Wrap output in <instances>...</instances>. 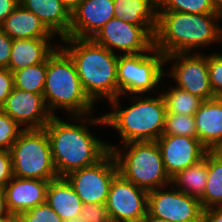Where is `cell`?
I'll return each mask as SVG.
<instances>
[{
    "label": "cell",
    "instance_id": "obj_6",
    "mask_svg": "<svg viewBox=\"0 0 222 222\" xmlns=\"http://www.w3.org/2000/svg\"><path fill=\"white\" fill-rule=\"evenodd\" d=\"M123 146L120 149L108 144L124 179L147 191L171 185L156 141L127 142Z\"/></svg>",
    "mask_w": 222,
    "mask_h": 222
},
{
    "label": "cell",
    "instance_id": "obj_28",
    "mask_svg": "<svg viewBox=\"0 0 222 222\" xmlns=\"http://www.w3.org/2000/svg\"><path fill=\"white\" fill-rule=\"evenodd\" d=\"M157 11H174L182 13H219L211 0H156Z\"/></svg>",
    "mask_w": 222,
    "mask_h": 222
},
{
    "label": "cell",
    "instance_id": "obj_11",
    "mask_svg": "<svg viewBox=\"0 0 222 222\" xmlns=\"http://www.w3.org/2000/svg\"><path fill=\"white\" fill-rule=\"evenodd\" d=\"M168 187L148 191L147 218L164 222H201L200 200L172 188V184Z\"/></svg>",
    "mask_w": 222,
    "mask_h": 222
},
{
    "label": "cell",
    "instance_id": "obj_10",
    "mask_svg": "<svg viewBox=\"0 0 222 222\" xmlns=\"http://www.w3.org/2000/svg\"><path fill=\"white\" fill-rule=\"evenodd\" d=\"M117 174L116 160L109 151L97 163L72 171L64 178L83 204H106L111 182Z\"/></svg>",
    "mask_w": 222,
    "mask_h": 222
},
{
    "label": "cell",
    "instance_id": "obj_22",
    "mask_svg": "<svg viewBox=\"0 0 222 222\" xmlns=\"http://www.w3.org/2000/svg\"><path fill=\"white\" fill-rule=\"evenodd\" d=\"M13 40L31 38H54L41 20L30 10L18 5L0 27Z\"/></svg>",
    "mask_w": 222,
    "mask_h": 222
},
{
    "label": "cell",
    "instance_id": "obj_3",
    "mask_svg": "<svg viewBox=\"0 0 222 222\" xmlns=\"http://www.w3.org/2000/svg\"><path fill=\"white\" fill-rule=\"evenodd\" d=\"M62 49L73 60L82 88L89 99L110 102L118 97L117 64L119 56L92 39H61ZM95 101V102H94Z\"/></svg>",
    "mask_w": 222,
    "mask_h": 222
},
{
    "label": "cell",
    "instance_id": "obj_19",
    "mask_svg": "<svg viewBox=\"0 0 222 222\" xmlns=\"http://www.w3.org/2000/svg\"><path fill=\"white\" fill-rule=\"evenodd\" d=\"M19 4L33 12L54 36H68L71 13L60 0H19Z\"/></svg>",
    "mask_w": 222,
    "mask_h": 222
},
{
    "label": "cell",
    "instance_id": "obj_38",
    "mask_svg": "<svg viewBox=\"0 0 222 222\" xmlns=\"http://www.w3.org/2000/svg\"><path fill=\"white\" fill-rule=\"evenodd\" d=\"M18 5L19 0H0V27Z\"/></svg>",
    "mask_w": 222,
    "mask_h": 222
},
{
    "label": "cell",
    "instance_id": "obj_24",
    "mask_svg": "<svg viewBox=\"0 0 222 222\" xmlns=\"http://www.w3.org/2000/svg\"><path fill=\"white\" fill-rule=\"evenodd\" d=\"M207 153L190 167L179 171L171 178V184L179 191L196 199L203 197L207 185Z\"/></svg>",
    "mask_w": 222,
    "mask_h": 222
},
{
    "label": "cell",
    "instance_id": "obj_40",
    "mask_svg": "<svg viewBox=\"0 0 222 222\" xmlns=\"http://www.w3.org/2000/svg\"><path fill=\"white\" fill-rule=\"evenodd\" d=\"M83 0H60V2L71 13Z\"/></svg>",
    "mask_w": 222,
    "mask_h": 222
},
{
    "label": "cell",
    "instance_id": "obj_37",
    "mask_svg": "<svg viewBox=\"0 0 222 222\" xmlns=\"http://www.w3.org/2000/svg\"><path fill=\"white\" fill-rule=\"evenodd\" d=\"M201 222H222V207L203 209Z\"/></svg>",
    "mask_w": 222,
    "mask_h": 222
},
{
    "label": "cell",
    "instance_id": "obj_27",
    "mask_svg": "<svg viewBox=\"0 0 222 222\" xmlns=\"http://www.w3.org/2000/svg\"><path fill=\"white\" fill-rule=\"evenodd\" d=\"M47 72V59L13 73L14 87L32 93H43Z\"/></svg>",
    "mask_w": 222,
    "mask_h": 222
},
{
    "label": "cell",
    "instance_id": "obj_39",
    "mask_svg": "<svg viewBox=\"0 0 222 222\" xmlns=\"http://www.w3.org/2000/svg\"><path fill=\"white\" fill-rule=\"evenodd\" d=\"M0 217H15L7 208L5 192L2 188H0Z\"/></svg>",
    "mask_w": 222,
    "mask_h": 222
},
{
    "label": "cell",
    "instance_id": "obj_30",
    "mask_svg": "<svg viewBox=\"0 0 222 222\" xmlns=\"http://www.w3.org/2000/svg\"><path fill=\"white\" fill-rule=\"evenodd\" d=\"M15 218L16 222H65L46 202L16 214Z\"/></svg>",
    "mask_w": 222,
    "mask_h": 222
},
{
    "label": "cell",
    "instance_id": "obj_41",
    "mask_svg": "<svg viewBox=\"0 0 222 222\" xmlns=\"http://www.w3.org/2000/svg\"><path fill=\"white\" fill-rule=\"evenodd\" d=\"M214 9L222 14V0H211Z\"/></svg>",
    "mask_w": 222,
    "mask_h": 222
},
{
    "label": "cell",
    "instance_id": "obj_2",
    "mask_svg": "<svg viewBox=\"0 0 222 222\" xmlns=\"http://www.w3.org/2000/svg\"><path fill=\"white\" fill-rule=\"evenodd\" d=\"M221 13H182L157 11L154 48L165 56L193 53L200 47L220 41ZM194 50V51H193Z\"/></svg>",
    "mask_w": 222,
    "mask_h": 222
},
{
    "label": "cell",
    "instance_id": "obj_15",
    "mask_svg": "<svg viewBox=\"0 0 222 222\" xmlns=\"http://www.w3.org/2000/svg\"><path fill=\"white\" fill-rule=\"evenodd\" d=\"M158 143L165 170L170 178L205 157L208 149L198 138L161 135Z\"/></svg>",
    "mask_w": 222,
    "mask_h": 222
},
{
    "label": "cell",
    "instance_id": "obj_43",
    "mask_svg": "<svg viewBox=\"0 0 222 222\" xmlns=\"http://www.w3.org/2000/svg\"><path fill=\"white\" fill-rule=\"evenodd\" d=\"M146 222H164V221H160V220H154V219H145Z\"/></svg>",
    "mask_w": 222,
    "mask_h": 222
},
{
    "label": "cell",
    "instance_id": "obj_25",
    "mask_svg": "<svg viewBox=\"0 0 222 222\" xmlns=\"http://www.w3.org/2000/svg\"><path fill=\"white\" fill-rule=\"evenodd\" d=\"M207 185L200 199L203 209L222 207V150L207 152Z\"/></svg>",
    "mask_w": 222,
    "mask_h": 222
},
{
    "label": "cell",
    "instance_id": "obj_21",
    "mask_svg": "<svg viewBox=\"0 0 222 222\" xmlns=\"http://www.w3.org/2000/svg\"><path fill=\"white\" fill-rule=\"evenodd\" d=\"M46 203L65 222H77L83 202L64 177L49 182Z\"/></svg>",
    "mask_w": 222,
    "mask_h": 222
},
{
    "label": "cell",
    "instance_id": "obj_18",
    "mask_svg": "<svg viewBox=\"0 0 222 222\" xmlns=\"http://www.w3.org/2000/svg\"><path fill=\"white\" fill-rule=\"evenodd\" d=\"M194 120L200 142L208 150H222V97L202 101Z\"/></svg>",
    "mask_w": 222,
    "mask_h": 222
},
{
    "label": "cell",
    "instance_id": "obj_5",
    "mask_svg": "<svg viewBox=\"0 0 222 222\" xmlns=\"http://www.w3.org/2000/svg\"><path fill=\"white\" fill-rule=\"evenodd\" d=\"M43 96L50 113L63 109L72 116L94 112V103L84 92L73 60L61 45L47 58Z\"/></svg>",
    "mask_w": 222,
    "mask_h": 222
},
{
    "label": "cell",
    "instance_id": "obj_14",
    "mask_svg": "<svg viewBox=\"0 0 222 222\" xmlns=\"http://www.w3.org/2000/svg\"><path fill=\"white\" fill-rule=\"evenodd\" d=\"M0 109L23 130L43 129L53 117L46 106L43 93L27 92L15 87Z\"/></svg>",
    "mask_w": 222,
    "mask_h": 222
},
{
    "label": "cell",
    "instance_id": "obj_13",
    "mask_svg": "<svg viewBox=\"0 0 222 222\" xmlns=\"http://www.w3.org/2000/svg\"><path fill=\"white\" fill-rule=\"evenodd\" d=\"M175 53L165 56V63L173 60L170 77L177 83L178 88L198 96L200 99L215 98L209 79L208 54L203 53Z\"/></svg>",
    "mask_w": 222,
    "mask_h": 222
},
{
    "label": "cell",
    "instance_id": "obj_16",
    "mask_svg": "<svg viewBox=\"0 0 222 222\" xmlns=\"http://www.w3.org/2000/svg\"><path fill=\"white\" fill-rule=\"evenodd\" d=\"M113 0H83L72 12L70 38L92 39L114 18Z\"/></svg>",
    "mask_w": 222,
    "mask_h": 222
},
{
    "label": "cell",
    "instance_id": "obj_31",
    "mask_svg": "<svg viewBox=\"0 0 222 222\" xmlns=\"http://www.w3.org/2000/svg\"><path fill=\"white\" fill-rule=\"evenodd\" d=\"M0 109V150L9 151L23 128Z\"/></svg>",
    "mask_w": 222,
    "mask_h": 222
},
{
    "label": "cell",
    "instance_id": "obj_20",
    "mask_svg": "<svg viewBox=\"0 0 222 222\" xmlns=\"http://www.w3.org/2000/svg\"><path fill=\"white\" fill-rule=\"evenodd\" d=\"M51 39L53 38L14 39L7 68L14 73L44 62L58 48L50 44Z\"/></svg>",
    "mask_w": 222,
    "mask_h": 222
},
{
    "label": "cell",
    "instance_id": "obj_36",
    "mask_svg": "<svg viewBox=\"0 0 222 222\" xmlns=\"http://www.w3.org/2000/svg\"><path fill=\"white\" fill-rule=\"evenodd\" d=\"M13 39L0 28V68H7L11 56Z\"/></svg>",
    "mask_w": 222,
    "mask_h": 222
},
{
    "label": "cell",
    "instance_id": "obj_1",
    "mask_svg": "<svg viewBox=\"0 0 222 222\" xmlns=\"http://www.w3.org/2000/svg\"><path fill=\"white\" fill-rule=\"evenodd\" d=\"M81 120L78 124L63 121L56 115L44 127L50 141L52 159L58 177L72 171L93 165L100 161L110 150L107 142L92 135L85 124L106 125L104 115L100 117L71 116ZM85 119V120H84ZM83 120V121H82Z\"/></svg>",
    "mask_w": 222,
    "mask_h": 222
},
{
    "label": "cell",
    "instance_id": "obj_17",
    "mask_svg": "<svg viewBox=\"0 0 222 222\" xmlns=\"http://www.w3.org/2000/svg\"><path fill=\"white\" fill-rule=\"evenodd\" d=\"M49 182L14 176L3 188L9 212L16 215L46 202Z\"/></svg>",
    "mask_w": 222,
    "mask_h": 222
},
{
    "label": "cell",
    "instance_id": "obj_29",
    "mask_svg": "<svg viewBox=\"0 0 222 222\" xmlns=\"http://www.w3.org/2000/svg\"><path fill=\"white\" fill-rule=\"evenodd\" d=\"M162 135H181L197 138L194 116L166 113Z\"/></svg>",
    "mask_w": 222,
    "mask_h": 222
},
{
    "label": "cell",
    "instance_id": "obj_7",
    "mask_svg": "<svg viewBox=\"0 0 222 222\" xmlns=\"http://www.w3.org/2000/svg\"><path fill=\"white\" fill-rule=\"evenodd\" d=\"M13 176L52 181L58 178L45 129L23 130L9 150Z\"/></svg>",
    "mask_w": 222,
    "mask_h": 222
},
{
    "label": "cell",
    "instance_id": "obj_34",
    "mask_svg": "<svg viewBox=\"0 0 222 222\" xmlns=\"http://www.w3.org/2000/svg\"><path fill=\"white\" fill-rule=\"evenodd\" d=\"M13 177L10 151L0 150V188L3 189Z\"/></svg>",
    "mask_w": 222,
    "mask_h": 222
},
{
    "label": "cell",
    "instance_id": "obj_35",
    "mask_svg": "<svg viewBox=\"0 0 222 222\" xmlns=\"http://www.w3.org/2000/svg\"><path fill=\"white\" fill-rule=\"evenodd\" d=\"M14 88V75L8 68H0V108Z\"/></svg>",
    "mask_w": 222,
    "mask_h": 222
},
{
    "label": "cell",
    "instance_id": "obj_32",
    "mask_svg": "<svg viewBox=\"0 0 222 222\" xmlns=\"http://www.w3.org/2000/svg\"><path fill=\"white\" fill-rule=\"evenodd\" d=\"M208 71L212 91L216 97H222V54L208 55Z\"/></svg>",
    "mask_w": 222,
    "mask_h": 222
},
{
    "label": "cell",
    "instance_id": "obj_8",
    "mask_svg": "<svg viewBox=\"0 0 222 222\" xmlns=\"http://www.w3.org/2000/svg\"><path fill=\"white\" fill-rule=\"evenodd\" d=\"M148 53V54H147ZM165 55L153 48L151 51L119 55L117 64L118 96L154 92L163 75Z\"/></svg>",
    "mask_w": 222,
    "mask_h": 222
},
{
    "label": "cell",
    "instance_id": "obj_12",
    "mask_svg": "<svg viewBox=\"0 0 222 222\" xmlns=\"http://www.w3.org/2000/svg\"><path fill=\"white\" fill-rule=\"evenodd\" d=\"M105 205L111 222H142L148 216V191L118 173L111 182Z\"/></svg>",
    "mask_w": 222,
    "mask_h": 222
},
{
    "label": "cell",
    "instance_id": "obj_4",
    "mask_svg": "<svg viewBox=\"0 0 222 222\" xmlns=\"http://www.w3.org/2000/svg\"><path fill=\"white\" fill-rule=\"evenodd\" d=\"M129 96L133 104L125 109L120 108L121 95L110 101L113 111L104 114L106 126L119 132L123 144L156 141L163 133L167 113L162 94L143 98L137 94Z\"/></svg>",
    "mask_w": 222,
    "mask_h": 222
},
{
    "label": "cell",
    "instance_id": "obj_23",
    "mask_svg": "<svg viewBox=\"0 0 222 222\" xmlns=\"http://www.w3.org/2000/svg\"><path fill=\"white\" fill-rule=\"evenodd\" d=\"M114 18L134 25H157L156 0H113Z\"/></svg>",
    "mask_w": 222,
    "mask_h": 222
},
{
    "label": "cell",
    "instance_id": "obj_9",
    "mask_svg": "<svg viewBox=\"0 0 222 222\" xmlns=\"http://www.w3.org/2000/svg\"><path fill=\"white\" fill-rule=\"evenodd\" d=\"M156 27L157 25H134L112 18L92 40L113 53L115 50L122 55L144 53L154 48Z\"/></svg>",
    "mask_w": 222,
    "mask_h": 222
},
{
    "label": "cell",
    "instance_id": "obj_42",
    "mask_svg": "<svg viewBox=\"0 0 222 222\" xmlns=\"http://www.w3.org/2000/svg\"><path fill=\"white\" fill-rule=\"evenodd\" d=\"M0 222H16L15 217H0Z\"/></svg>",
    "mask_w": 222,
    "mask_h": 222
},
{
    "label": "cell",
    "instance_id": "obj_33",
    "mask_svg": "<svg viewBox=\"0 0 222 222\" xmlns=\"http://www.w3.org/2000/svg\"><path fill=\"white\" fill-rule=\"evenodd\" d=\"M77 222H111L105 204H83Z\"/></svg>",
    "mask_w": 222,
    "mask_h": 222
},
{
    "label": "cell",
    "instance_id": "obj_44",
    "mask_svg": "<svg viewBox=\"0 0 222 222\" xmlns=\"http://www.w3.org/2000/svg\"><path fill=\"white\" fill-rule=\"evenodd\" d=\"M222 40V29L220 30V41Z\"/></svg>",
    "mask_w": 222,
    "mask_h": 222
},
{
    "label": "cell",
    "instance_id": "obj_26",
    "mask_svg": "<svg viewBox=\"0 0 222 222\" xmlns=\"http://www.w3.org/2000/svg\"><path fill=\"white\" fill-rule=\"evenodd\" d=\"M161 94L166 104L167 113L194 116L203 101L198 96L176 86L170 87L167 92L166 90L162 91Z\"/></svg>",
    "mask_w": 222,
    "mask_h": 222
}]
</instances>
